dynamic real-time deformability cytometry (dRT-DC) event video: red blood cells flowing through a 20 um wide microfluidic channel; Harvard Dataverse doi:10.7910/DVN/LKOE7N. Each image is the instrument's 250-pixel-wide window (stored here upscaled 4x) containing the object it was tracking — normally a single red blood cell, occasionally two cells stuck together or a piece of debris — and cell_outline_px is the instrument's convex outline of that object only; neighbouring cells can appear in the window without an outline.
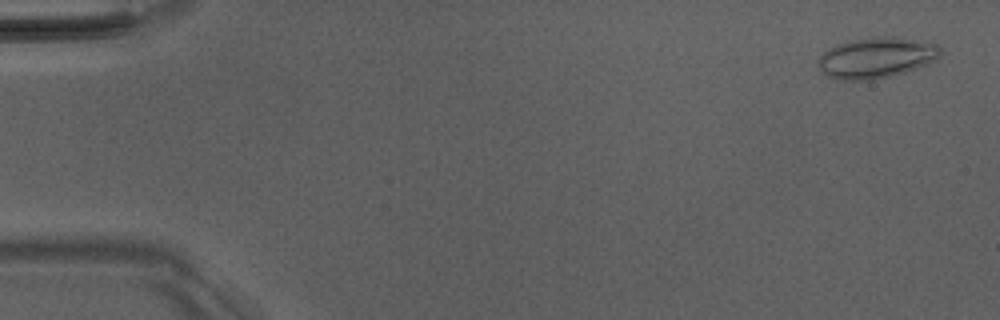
{"species": "Egyptian fruit bat (a non-hibernating species)", "species_latin": "Rousettus aegyptiacus", "temperature_condition": "room temperature", "stored_images_in_passage": 5, "camera_frame_rate_fps": 3000, "um_per_image_px": 0.085, "animal": {"sex": "male"}, "frame": {"image": 1, "passage_image": 1, "time_ms": 0.0, "image_size_px": [1000, 320], "cell_outline_px": [[940, 56], [936, 60], [928, 64], [904, 72], [872, 80], [836, 80], [828, 76], [820, 68], [820, 56], [824, 52], [840, 44], [852, 40], [872, 36], [896, 36], [936, 44], [940, 48]], "centroid_in_image_um": [74.52, 4.9], "position_along_channel_um": 10.5, "area_um2": 28.73}}